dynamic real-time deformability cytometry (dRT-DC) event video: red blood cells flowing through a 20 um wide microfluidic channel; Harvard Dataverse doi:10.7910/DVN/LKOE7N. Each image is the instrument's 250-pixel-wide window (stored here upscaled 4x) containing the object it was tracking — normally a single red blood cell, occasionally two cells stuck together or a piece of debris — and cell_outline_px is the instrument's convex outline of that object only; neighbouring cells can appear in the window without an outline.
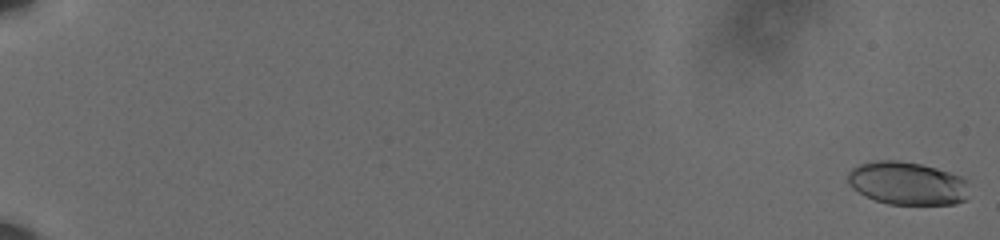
{"species": "human", "species_latin": "Homo sapiens", "temperature_condition": "cold", "stored_images_in_passage": 61, "camera_frame_rate_fps": 3000, "um_per_image_px": 0.085, "donor": {"sex": "male"}, "frame": {"image": 1, "passage_image": 1, "time_ms": 0.0, "image_size_px": [1000, 240], "cell_outline_px": [[968, 200], [956, 204], [888, 204], [864, 196], [852, 188], [848, 184], [848, 172], [852, 168], [860, 164], [876, 160], [900, 160], [920, 164], [936, 168], [960, 176], [968, 180]], "centroid_in_image_um": [77.13, 15.58], "position_along_channel_um": 7.9, "area_um2": 30.75}}
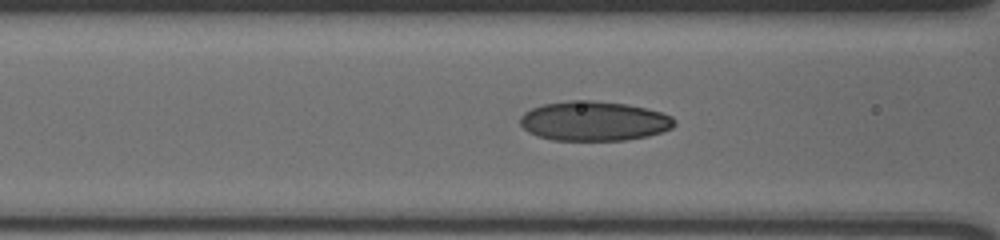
{"frame": {"image": 2, "passage_image": 29, "time_ms": 9.333, "image_size_px": [1000, 240], "cell_outline_px": [[676, 124], [672, 128], [648, 136], [624, 140], [552, 140], [536, 136], [528, 132], [520, 124], [520, 116], [524, 112], [532, 108], [544, 104], [572, 100], [592, 100], [628, 104], [660, 112], [672, 116], [676, 120]], "centroid_in_image_um": [50.48, 10.29], "position_along_channel_um": 116.1, "area_um2": 35.66}}
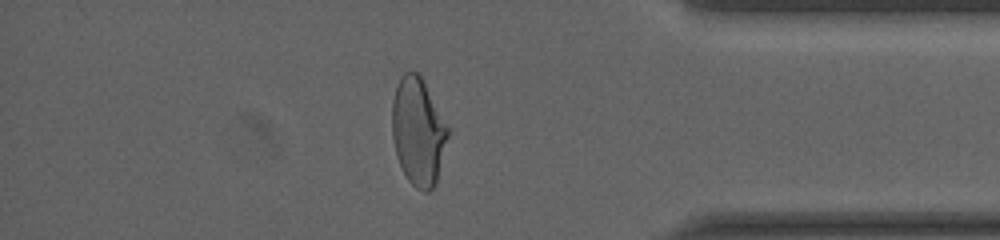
{"frame": {"image": 3, "passage_image": 54, "time_ms": 17.667, "image_size_px": [1000, 240], "cell_outline_px": [[448, 136], [436, 180], [432, 188], [428, 192], [424, 192], [416, 188], [408, 180], [396, 156], [392, 136], [392, 100], [400, 76], [404, 72], [416, 72], [424, 80], [448, 128]], "centroid_in_image_um": [35.51, 11.16], "position_along_channel_um": 399.7, "area_um2": 34.56}, "authors_computed_cell_mechanics": {"area_um2": 34.0442, "velocity_mm_per_s": 3.6232, "shape_relaxation_time_tau1_ms": 5.8149, "shape_relaxation_time_tau2_ms": 1.255, "deformation_change_tau1": 0.1804, "deformation_change_tau2": 0.0577}}